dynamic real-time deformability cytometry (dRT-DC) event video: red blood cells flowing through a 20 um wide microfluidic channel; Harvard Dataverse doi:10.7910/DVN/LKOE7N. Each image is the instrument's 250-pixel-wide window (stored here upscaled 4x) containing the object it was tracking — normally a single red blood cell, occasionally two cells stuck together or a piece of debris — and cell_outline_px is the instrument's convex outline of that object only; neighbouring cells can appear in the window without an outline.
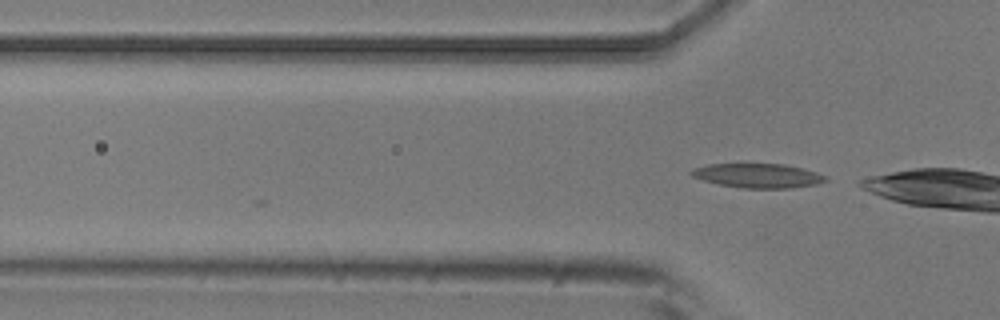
{"species": "common noctule bat (a hibernating species)", "species_latin": "Nyctalus noctula", "temperature_condition": "room temperature", "stored_images_in_passage": 2, "camera_frame_rate_fps": 3000, "um_per_image_px": 0.085, "animal": {"sex": "male", "body_mass_g": 20.5, "forearm_length_mm": 52.5}, "frame": {"image": 1, "passage_image": 2, "time_ms": 0.333, "image_size_px": [1000, 320], "cell_outline_px": [[828, 180], [816, 184], [792, 188], [740, 188], [720, 184], [704, 180], [692, 176], [688, 172], [692, 168], [708, 164], [784, 164], [816, 172], [828, 176]], "centroid_in_image_um": [64.42, 14.93], "position_along_channel_um": 61.4, "area_um2": 18.96}}